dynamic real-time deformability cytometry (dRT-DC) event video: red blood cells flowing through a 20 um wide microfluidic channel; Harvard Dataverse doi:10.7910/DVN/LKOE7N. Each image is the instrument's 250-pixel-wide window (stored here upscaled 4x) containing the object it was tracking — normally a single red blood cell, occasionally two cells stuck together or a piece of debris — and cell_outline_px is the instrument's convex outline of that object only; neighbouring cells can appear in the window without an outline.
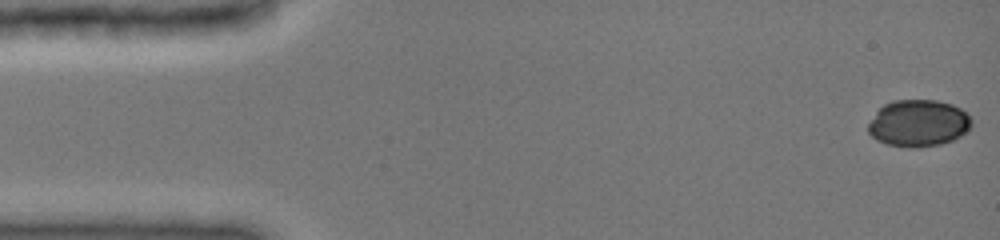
{"species": "common noctule bat (a hibernating species)", "species_latin": "Nyctalus noctula", "temperature_condition": "cold", "stored_images_in_passage": 47, "camera_frame_rate_fps": 3000, "um_per_image_px": 0.085, "animal": {"sex": "female", "body_mass_g": 19.0, "forearm_length_mm": 51.5}, "frame": {"image": 1, "passage_image": 1, "time_ms": 0.0, "image_size_px": [1000, 240], "cell_outline_px": [[972, 124], [960, 136], [952, 140], [940, 144], [916, 148], [908, 148], [888, 144], [876, 140], [868, 132], [868, 124], [876, 112], [884, 104], [892, 100], [936, 100], [952, 104], [960, 108], [972, 120]], "centroid_in_image_um": [78.04, 10.47], "position_along_channel_um": 7.0, "area_um2": 28.15}}
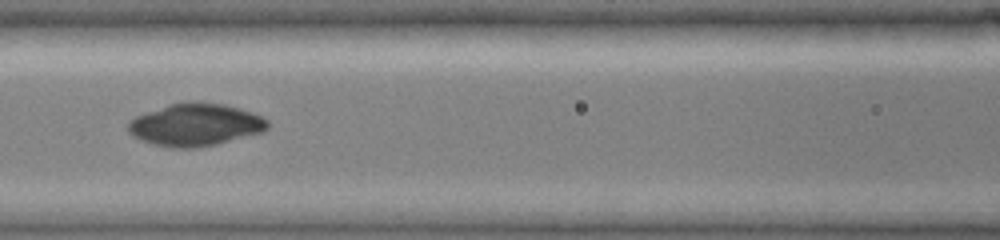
{"frame": {"image": 2, "passage_image": 21, "time_ms": 6.667, "image_size_px": [1000, 240], "cell_outline_px": [[268, 128], [264, 132], [216, 144], [196, 148], [168, 148], [152, 144], [140, 140], [132, 136], [128, 132], [128, 124], [136, 116], [168, 104], [192, 100], [200, 100], [224, 104], [240, 108], [252, 112], [268, 120]], "centroid_in_image_um": [16.61, 10.59], "position_along_channel_um": 150.0, "area_um2": 34.97}}
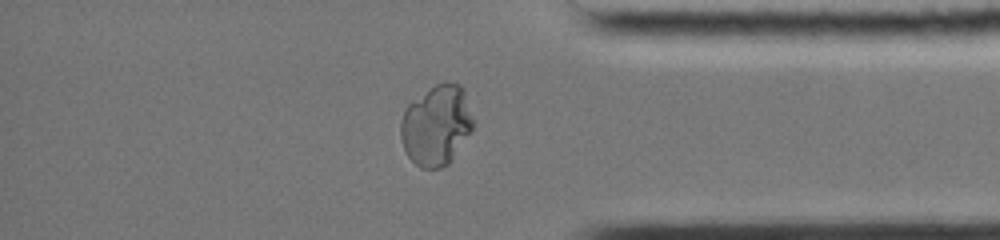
{"frame": {"image": 3, "passage_image": 40, "time_ms": 13.0, "image_size_px": [1000, 240], "cell_outline_px": [[476, 124], [452, 160], [448, 164], [440, 168], [420, 168], [408, 156], [404, 148], [400, 136], [400, 124], [404, 112], [408, 104], [436, 84], [444, 80], [448, 80], [460, 84], [464, 92]], "centroid_in_image_um": [37.12, 10.64], "position_along_channel_um": 398.1, "area_um2": 34.1}}